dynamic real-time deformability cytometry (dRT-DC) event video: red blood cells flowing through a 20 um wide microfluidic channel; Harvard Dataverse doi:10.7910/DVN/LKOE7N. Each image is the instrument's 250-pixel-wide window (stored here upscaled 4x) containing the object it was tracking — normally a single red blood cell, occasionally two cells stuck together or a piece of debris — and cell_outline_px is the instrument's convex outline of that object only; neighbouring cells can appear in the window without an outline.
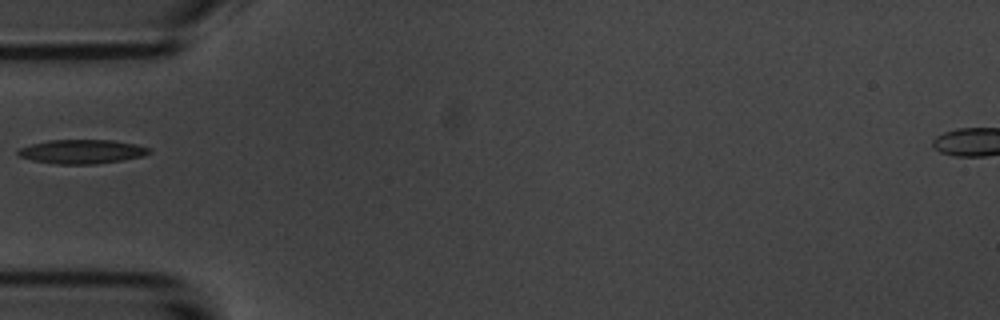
{"species": "common noctule bat (a hibernating species)", "species_latin": "Nyctalus noctula", "temperature_condition": "room temperature", "stored_images_in_passage": 6, "camera_frame_rate_fps": 3000, "um_per_image_px": 0.085, "animal": {"sex": "male", "body_mass_g": 20.1, "forearm_length_mm": 53.5}, "frame": {"image": 1, "passage_image": 6, "time_ms": 5.667, "image_size_px": [1000, 320], "cell_outline_px": [[152, 152], [144, 156], [96, 164], [56, 164], [32, 160], [20, 156], [16, 152], [16, 148], [48, 140], [112, 140], [136, 144], [152, 148]], "centroid_in_image_um": [6.97, 12.88], "position_along_channel_um": 78.0, "area_um2": 18.5}}